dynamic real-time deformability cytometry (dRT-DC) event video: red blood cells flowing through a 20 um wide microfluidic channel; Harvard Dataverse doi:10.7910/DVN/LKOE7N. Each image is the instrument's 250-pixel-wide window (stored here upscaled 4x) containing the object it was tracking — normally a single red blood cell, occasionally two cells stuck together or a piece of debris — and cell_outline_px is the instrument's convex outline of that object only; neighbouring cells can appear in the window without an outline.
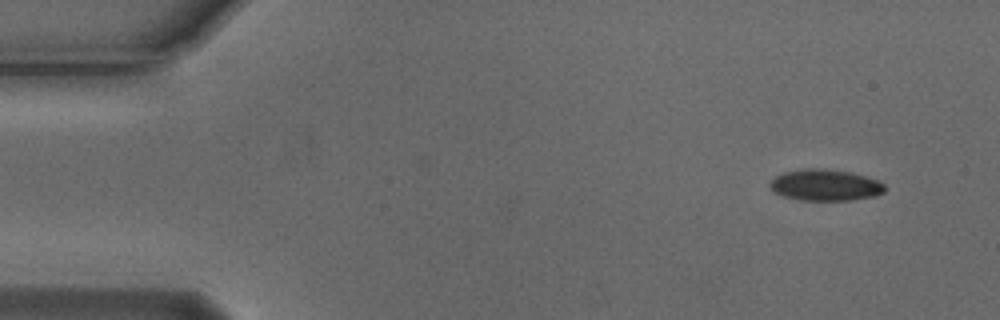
{"species": "Egyptian fruit bat (a non-hibernating species)", "species_latin": "Rousettus aegyptiacus", "temperature_condition": "cold", "stored_images_in_passage": 4, "camera_frame_rate_fps": 3000, "um_per_image_px": 0.085, "animal": {"sex": "male"}, "frame": {"image": 1, "passage_image": 1, "time_ms": 0.0, "image_size_px": [1000, 320], "cell_outline_px": [[884, 192], [876, 196], [852, 200], [800, 200], [784, 196], [772, 192], [768, 184], [776, 176], [784, 172], [804, 168], [824, 168], [852, 172], [876, 180], [884, 184]], "centroid_in_image_um": [70.12, 15.73], "position_along_channel_um": 14.9, "area_um2": 21.1}}
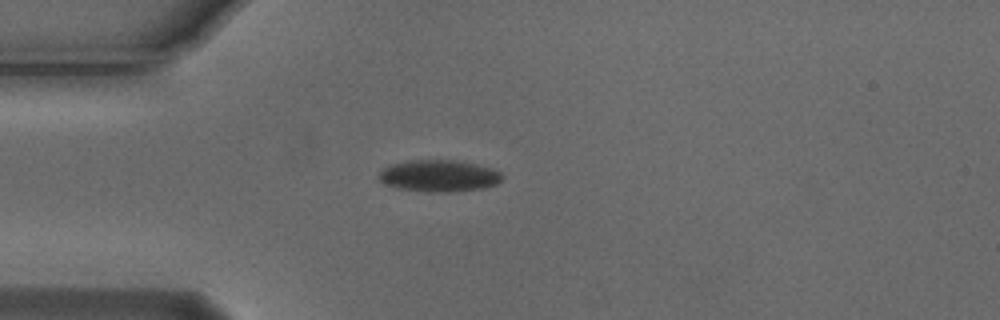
{"frame": {"image": 2, "passage_image": 4, "time_ms": 1.0, "image_size_px": [1000, 320], "cell_outline_px": [[504, 176], [496, 184], [484, 188], [448, 192], [428, 192], [400, 188], [384, 184], [376, 176], [388, 164], [408, 160], [460, 160], [492, 168], [500, 172]], "centroid_in_image_um": [37.3, 14.93], "position_along_channel_um": 47.7, "area_um2": 23.0}}